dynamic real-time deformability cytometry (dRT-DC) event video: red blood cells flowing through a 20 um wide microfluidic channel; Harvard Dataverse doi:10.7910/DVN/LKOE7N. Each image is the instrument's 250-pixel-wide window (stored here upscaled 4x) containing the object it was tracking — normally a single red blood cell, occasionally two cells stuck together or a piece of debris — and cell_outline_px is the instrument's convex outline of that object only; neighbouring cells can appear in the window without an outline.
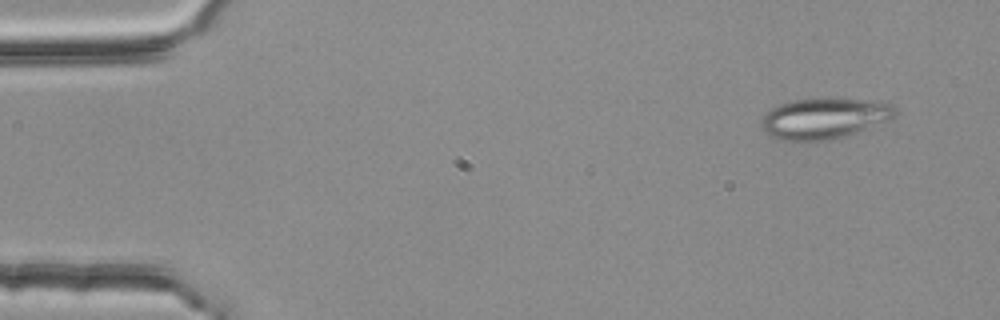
{"species": "common noctule bat (a hibernating species)", "species_latin": "Nyctalus noctula", "temperature_condition": "room temperature", "stored_images_in_passage": 4, "camera_frame_rate_fps": 3000, "um_per_image_px": 0.085, "animal": {"sex": "female", "body_mass_g": 25.1}, "frame": {"image": 1, "passage_image": 1, "time_ms": 0.0, "image_size_px": [1000, 320], "cell_outline_px": [[896, 116], [892, 120], [844, 136], [824, 140], [776, 140], [768, 136], [760, 124], [760, 120], [772, 108], [780, 104], [792, 100], [868, 100], [892, 104], [896, 112]], "centroid_in_image_um": [70.05, 10.09], "position_along_channel_um": 15.0, "area_um2": 31.21}}